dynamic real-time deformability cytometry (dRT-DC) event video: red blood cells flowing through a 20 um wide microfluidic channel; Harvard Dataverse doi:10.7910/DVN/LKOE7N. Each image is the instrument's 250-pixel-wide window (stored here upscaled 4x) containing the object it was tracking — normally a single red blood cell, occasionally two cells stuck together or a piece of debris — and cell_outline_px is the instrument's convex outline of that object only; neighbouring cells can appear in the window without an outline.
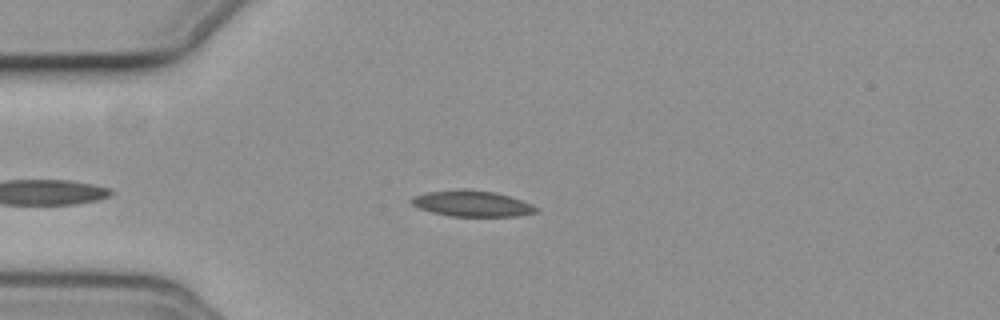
{"species": "common noctule bat (a hibernating species)", "species_latin": "Nyctalus noctula", "temperature_condition": "cold", "stored_images_in_passage": 35, "camera_frame_rate_fps": 3000, "um_per_image_px": 0.085, "animal": {"sex": "female", "body_mass_g": 19.3, "forearm_length_mm": 54.1}, "frame": {"image": 1, "passage_image": 3, "time_ms": 0.667, "image_size_px": [1000, 320], "cell_outline_px": [[540, 212], [516, 216], [448, 216], [432, 212], [420, 208], [412, 204], [412, 196], [428, 192], [460, 188], [468, 188], [496, 192], [532, 204], [540, 208]], "centroid_in_image_um": [40.16, 17.29], "position_along_channel_um": 44.8, "area_um2": 19.02}}
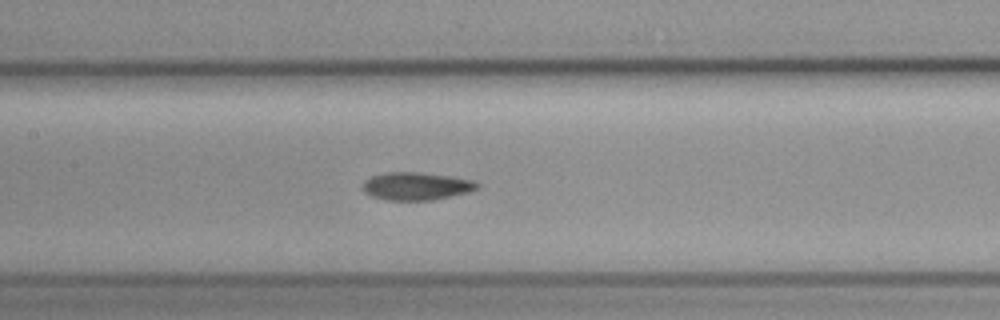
{"frame": {"image": 2, "passage_image": 15, "time_ms": 4.667, "image_size_px": [1000, 320], "cell_outline_px": [[480, 184], [476, 188], [468, 192], [432, 200], [384, 200], [372, 196], [364, 192], [364, 180], [372, 176], [388, 172], [416, 172], [448, 176], [472, 180]], "centroid_in_image_um": [35.36, 15.83], "position_along_channel_um": 172.0, "area_um2": 18.26}}
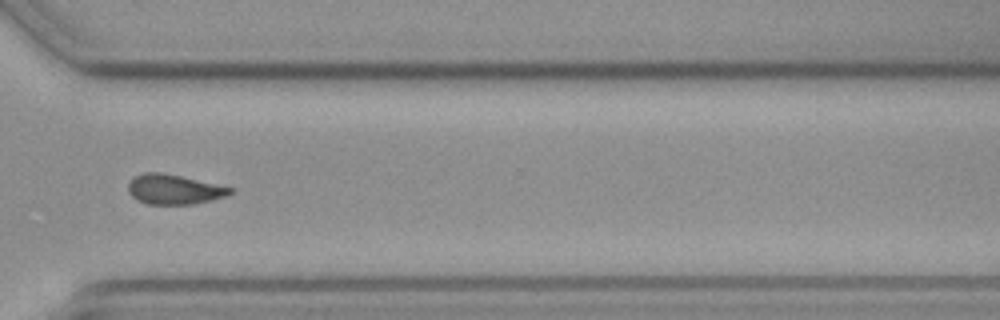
{"frame": {"image": 3, "passage_image": 30, "time_ms": 9.667, "image_size_px": [1000, 320], "cell_outline_px": [[236, 188], [232, 192], [224, 196], [212, 200], [192, 204], [148, 204], [136, 200], [128, 192], [128, 184], [136, 176], [144, 172], [160, 172], [180, 176]], "centroid_in_image_um": [14.8, 16.1], "position_along_channel_um": 355.8, "area_um2": 17.63}, "authors_computed_cell_mechanics": {"area_um2": 18.3226, "velocity_mm_per_s": 3.6721, "shape_relaxation_time_tau1_ms": 5.6216, "shape_relaxation_time_tau2_ms": 5.5351, "deformation_change_tau1": 0.149, "deformation_change_tau2": 0.1047}}